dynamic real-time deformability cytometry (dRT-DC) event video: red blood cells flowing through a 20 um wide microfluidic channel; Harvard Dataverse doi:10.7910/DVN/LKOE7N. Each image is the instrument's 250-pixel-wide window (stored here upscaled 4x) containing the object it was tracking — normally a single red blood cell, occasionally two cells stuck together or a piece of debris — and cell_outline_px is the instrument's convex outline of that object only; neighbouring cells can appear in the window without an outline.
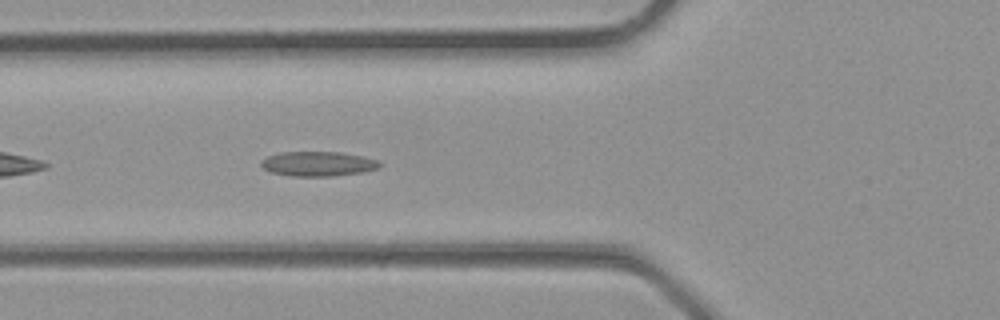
{"species": "common noctule bat (a hibernating species)", "species_latin": "Nyctalus noctula", "temperature_condition": "room temperature", "stored_images_in_passage": 19, "camera_frame_rate_fps": 3000, "um_per_image_px": 0.085, "animal": {"sex": "male", "body_mass_g": 23.1, "forearm_length_mm": 52.7}, "frame": {"image": 1, "passage_image": 6, "time_ms": 1.667, "image_size_px": [1000, 320], "cell_outline_px": [[384, 164], [380, 168], [364, 172], [332, 176], [292, 176], [272, 172], [264, 168], [260, 164], [260, 160], [268, 156], [280, 152], [340, 152], [364, 156], [380, 160]], "centroid_in_image_um": [27.1, 13.92], "position_along_channel_um": 98.7, "area_um2": 17.28}}
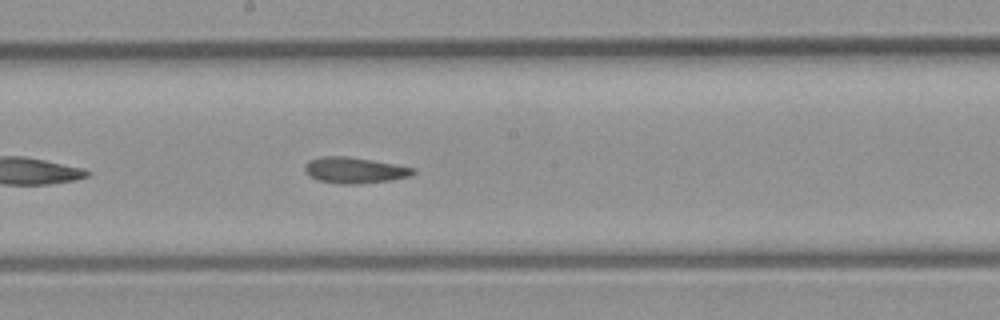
{"frame": {"image": 2, "passage_image": 12, "time_ms": 3.667, "image_size_px": [1000, 320], "cell_outline_px": [[416, 172], [412, 176], [392, 180], [360, 184], [340, 184], [316, 180], [308, 176], [304, 168], [304, 164], [308, 160], [320, 156], [348, 156], [396, 164], [416, 168]], "centroid_in_image_um": [30.13, 14.47], "position_along_channel_um": 218.1, "area_um2": 16.82}}
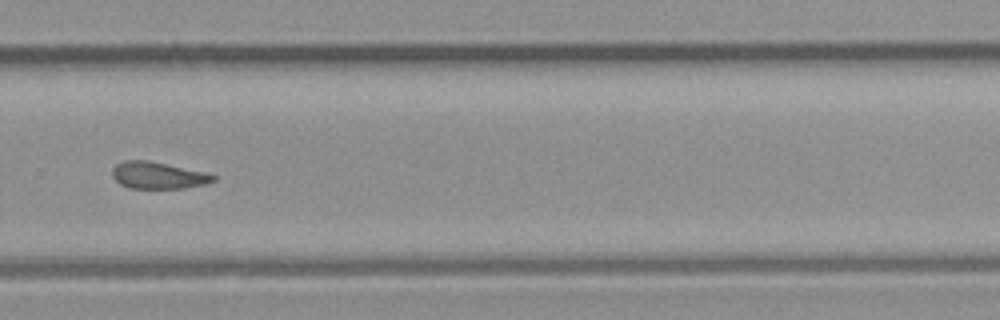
{"frame": {"image": 3, "passage_image": 17, "time_ms": 5.333, "image_size_px": [1000, 320], "cell_outline_px": [[216, 180], [204, 184], [184, 188], [128, 188], [120, 184], [112, 176], [112, 168], [116, 164], [124, 160], [148, 160], [204, 172], [216, 176]], "centroid_in_image_um": [13.4, 14.9], "position_along_channel_um": 316.4, "area_um2": 15.72}}